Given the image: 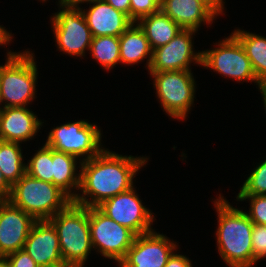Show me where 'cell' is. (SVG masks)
Here are the masks:
<instances>
[{
    "label": "cell",
    "mask_w": 266,
    "mask_h": 267,
    "mask_svg": "<svg viewBox=\"0 0 266 267\" xmlns=\"http://www.w3.org/2000/svg\"><path fill=\"white\" fill-rule=\"evenodd\" d=\"M148 158L122 156L104 149L89 160L80 162V190L73 202L97 207L103 201L133 188V179ZM90 197L87 198V197Z\"/></svg>",
    "instance_id": "1"
},
{
    "label": "cell",
    "mask_w": 266,
    "mask_h": 267,
    "mask_svg": "<svg viewBox=\"0 0 266 267\" xmlns=\"http://www.w3.org/2000/svg\"><path fill=\"white\" fill-rule=\"evenodd\" d=\"M218 198L214 204L218 215L216 243L219 255L229 267H252L253 222L246 212L231 206L221 194Z\"/></svg>",
    "instance_id": "2"
},
{
    "label": "cell",
    "mask_w": 266,
    "mask_h": 267,
    "mask_svg": "<svg viewBox=\"0 0 266 267\" xmlns=\"http://www.w3.org/2000/svg\"><path fill=\"white\" fill-rule=\"evenodd\" d=\"M56 228L62 260L67 267H84L89 253L93 249L89 207L73 201L63 210L49 219Z\"/></svg>",
    "instance_id": "3"
},
{
    "label": "cell",
    "mask_w": 266,
    "mask_h": 267,
    "mask_svg": "<svg viewBox=\"0 0 266 267\" xmlns=\"http://www.w3.org/2000/svg\"><path fill=\"white\" fill-rule=\"evenodd\" d=\"M8 200L36 220H49L73 201L56 185L27 173L12 186Z\"/></svg>",
    "instance_id": "4"
},
{
    "label": "cell",
    "mask_w": 266,
    "mask_h": 267,
    "mask_svg": "<svg viewBox=\"0 0 266 267\" xmlns=\"http://www.w3.org/2000/svg\"><path fill=\"white\" fill-rule=\"evenodd\" d=\"M6 59V63L0 65L2 107H27L36 92L38 72L34 55L30 51H8Z\"/></svg>",
    "instance_id": "5"
},
{
    "label": "cell",
    "mask_w": 266,
    "mask_h": 267,
    "mask_svg": "<svg viewBox=\"0 0 266 267\" xmlns=\"http://www.w3.org/2000/svg\"><path fill=\"white\" fill-rule=\"evenodd\" d=\"M154 78L156 95L160 105L168 116L185 119L195 97V80L193 73L186 70L149 72Z\"/></svg>",
    "instance_id": "6"
},
{
    "label": "cell",
    "mask_w": 266,
    "mask_h": 267,
    "mask_svg": "<svg viewBox=\"0 0 266 267\" xmlns=\"http://www.w3.org/2000/svg\"><path fill=\"white\" fill-rule=\"evenodd\" d=\"M101 135L96 124L85 120L67 122L49 132L45 145L56 151L74 155L78 159L82 156L83 159L80 158L79 161H85L104 150L101 146Z\"/></svg>",
    "instance_id": "7"
},
{
    "label": "cell",
    "mask_w": 266,
    "mask_h": 267,
    "mask_svg": "<svg viewBox=\"0 0 266 267\" xmlns=\"http://www.w3.org/2000/svg\"><path fill=\"white\" fill-rule=\"evenodd\" d=\"M201 53V66L204 68H211L239 82L248 80L257 83L258 86L261 84L255 76L245 49L233 34L218 42L217 48Z\"/></svg>",
    "instance_id": "8"
},
{
    "label": "cell",
    "mask_w": 266,
    "mask_h": 267,
    "mask_svg": "<svg viewBox=\"0 0 266 267\" xmlns=\"http://www.w3.org/2000/svg\"><path fill=\"white\" fill-rule=\"evenodd\" d=\"M89 226L93 249L118 264L137 236L127 227L107 217L97 207H89Z\"/></svg>",
    "instance_id": "9"
},
{
    "label": "cell",
    "mask_w": 266,
    "mask_h": 267,
    "mask_svg": "<svg viewBox=\"0 0 266 267\" xmlns=\"http://www.w3.org/2000/svg\"><path fill=\"white\" fill-rule=\"evenodd\" d=\"M60 7L62 10L51 17L57 47L70 56L83 57L85 50H90L92 34L81 8L67 4Z\"/></svg>",
    "instance_id": "10"
},
{
    "label": "cell",
    "mask_w": 266,
    "mask_h": 267,
    "mask_svg": "<svg viewBox=\"0 0 266 267\" xmlns=\"http://www.w3.org/2000/svg\"><path fill=\"white\" fill-rule=\"evenodd\" d=\"M134 187L103 201L97 208L118 224L127 227L136 235L149 233L153 214L143 206Z\"/></svg>",
    "instance_id": "11"
},
{
    "label": "cell",
    "mask_w": 266,
    "mask_h": 267,
    "mask_svg": "<svg viewBox=\"0 0 266 267\" xmlns=\"http://www.w3.org/2000/svg\"><path fill=\"white\" fill-rule=\"evenodd\" d=\"M196 32L192 29H182L169 43L154 49L148 71H191L192 62L201 65L202 53H194L193 50L192 35Z\"/></svg>",
    "instance_id": "12"
},
{
    "label": "cell",
    "mask_w": 266,
    "mask_h": 267,
    "mask_svg": "<svg viewBox=\"0 0 266 267\" xmlns=\"http://www.w3.org/2000/svg\"><path fill=\"white\" fill-rule=\"evenodd\" d=\"M177 245L154 230L137 235L119 267H165Z\"/></svg>",
    "instance_id": "13"
},
{
    "label": "cell",
    "mask_w": 266,
    "mask_h": 267,
    "mask_svg": "<svg viewBox=\"0 0 266 267\" xmlns=\"http://www.w3.org/2000/svg\"><path fill=\"white\" fill-rule=\"evenodd\" d=\"M36 221L8 199L0 200V256L6 257L23 249Z\"/></svg>",
    "instance_id": "14"
},
{
    "label": "cell",
    "mask_w": 266,
    "mask_h": 267,
    "mask_svg": "<svg viewBox=\"0 0 266 267\" xmlns=\"http://www.w3.org/2000/svg\"><path fill=\"white\" fill-rule=\"evenodd\" d=\"M23 250L40 267H67L62 260L56 228L49 220L34 223Z\"/></svg>",
    "instance_id": "15"
},
{
    "label": "cell",
    "mask_w": 266,
    "mask_h": 267,
    "mask_svg": "<svg viewBox=\"0 0 266 267\" xmlns=\"http://www.w3.org/2000/svg\"><path fill=\"white\" fill-rule=\"evenodd\" d=\"M89 10L81 11L86 23L91 31L92 37L98 36H117L119 37L126 31L133 21L125 13L116 10L104 0L88 2Z\"/></svg>",
    "instance_id": "16"
},
{
    "label": "cell",
    "mask_w": 266,
    "mask_h": 267,
    "mask_svg": "<svg viewBox=\"0 0 266 267\" xmlns=\"http://www.w3.org/2000/svg\"><path fill=\"white\" fill-rule=\"evenodd\" d=\"M41 120L27 107H5L0 110V140L22 143L36 136Z\"/></svg>",
    "instance_id": "17"
},
{
    "label": "cell",
    "mask_w": 266,
    "mask_h": 267,
    "mask_svg": "<svg viewBox=\"0 0 266 267\" xmlns=\"http://www.w3.org/2000/svg\"><path fill=\"white\" fill-rule=\"evenodd\" d=\"M160 9L182 29L198 31L201 24H212L216 17L199 0H162Z\"/></svg>",
    "instance_id": "18"
},
{
    "label": "cell",
    "mask_w": 266,
    "mask_h": 267,
    "mask_svg": "<svg viewBox=\"0 0 266 267\" xmlns=\"http://www.w3.org/2000/svg\"><path fill=\"white\" fill-rule=\"evenodd\" d=\"M120 42V61L122 64H136L147 59V69L149 70L152 52L149 41L146 38L142 28L133 22V24L119 36Z\"/></svg>",
    "instance_id": "19"
},
{
    "label": "cell",
    "mask_w": 266,
    "mask_h": 267,
    "mask_svg": "<svg viewBox=\"0 0 266 267\" xmlns=\"http://www.w3.org/2000/svg\"><path fill=\"white\" fill-rule=\"evenodd\" d=\"M137 23L145 32L152 50L169 43L182 30L161 9L141 18Z\"/></svg>",
    "instance_id": "20"
},
{
    "label": "cell",
    "mask_w": 266,
    "mask_h": 267,
    "mask_svg": "<svg viewBox=\"0 0 266 267\" xmlns=\"http://www.w3.org/2000/svg\"><path fill=\"white\" fill-rule=\"evenodd\" d=\"M78 158L74 155L52 149L53 184L64 191L72 200L78 193L73 189L80 188V171L76 172ZM72 189V190H71Z\"/></svg>",
    "instance_id": "21"
},
{
    "label": "cell",
    "mask_w": 266,
    "mask_h": 267,
    "mask_svg": "<svg viewBox=\"0 0 266 267\" xmlns=\"http://www.w3.org/2000/svg\"><path fill=\"white\" fill-rule=\"evenodd\" d=\"M232 34L245 49L257 80L266 84V38L240 29L234 30Z\"/></svg>",
    "instance_id": "22"
},
{
    "label": "cell",
    "mask_w": 266,
    "mask_h": 267,
    "mask_svg": "<svg viewBox=\"0 0 266 267\" xmlns=\"http://www.w3.org/2000/svg\"><path fill=\"white\" fill-rule=\"evenodd\" d=\"M21 148L20 143L0 140V171L11 186L26 173Z\"/></svg>",
    "instance_id": "23"
},
{
    "label": "cell",
    "mask_w": 266,
    "mask_h": 267,
    "mask_svg": "<svg viewBox=\"0 0 266 267\" xmlns=\"http://www.w3.org/2000/svg\"><path fill=\"white\" fill-rule=\"evenodd\" d=\"M120 42L117 36L92 37L90 53L104 69L110 70L120 61Z\"/></svg>",
    "instance_id": "24"
},
{
    "label": "cell",
    "mask_w": 266,
    "mask_h": 267,
    "mask_svg": "<svg viewBox=\"0 0 266 267\" xmlns=\"http://www.w3.org/2000/svg\"><path fill=\"white\" fill-rule=\"evenodd\" d=\"M26 173L36 179L53 184L52 148L43 145L26 165Z\"/></svg>",
    "instance_id": "25"
},
{
    "label": "cell",
    "mask_w": 266,
    "mask_h": 267,
    "mask_svg": "<svg viewBox=\"0 0 266 267\" xmlns=\"http://www.w3.org/2000/svg\"><path fill=\"white\" fill-rule=\"evenodd\" d=\"M238 195H266V159L253 169Z\"/></svg>",
    "instance_id": "26"
},
{
    "label": "cell",
    "mask_w": 266,
    "mask_h": 267,
    "mask_svg": "<svg viewBox=\"0 0 266 267\" xmlns=\"http://www.w3.org/2000/svg\"><path fill=\"white\" fill-rule=\"evenodd\" d=\"M238 201L250 199L249 213L246 212L253 224L266 225V195H237Z\"/></svg>",
    "instance_id": "27"
},
{
    "label": "cell",
    "mask_w": 266,
    "mask_h": 267,
    "mask_svg": "<svg viewBox=\"0 0 266 267\" xmlns=\"http://www.w3.org/2000/svg\"><path fill=\"white\" fill-rule=\"evenodd\" d=\"M162 0H130V19L138 22L141 18L160 10Z\"/></svg>",
    "instance_id": "28"
},
{
    "label": "cell",
    "mask_w": 266,
    "mask_h": 267,
    "mask_svg": "<svg viewBox=\"0 0 266 267\" xmlns=\"http://www.w3.org/2000/svg\"><path fill=\"white\" fill-rule=\"evenodd\" d=\"M251 242L255 265L266 257V225L253 224Z\"/></svg>",
    "instance_id": "29"
},
{
    "label": "cell",
    "mask_w": 266,
    "mask_h": 267,
    "mask_svg": "<svg viewBox=\"0 0 266 267\" xmlns=\"http://www.w3.org/2000/svg\"><path fill=\"white\" fill-rule=\"evenodd\" d=\"M10 267H40L36 264L34 259L29 256V254L20 249L14 253L9 254L6 256Z\"/></svg>",
    "instance_id": "30"
},
{
    "label": "cell",
    "mask_w": 266,
    "mask_h": 267,
    "mask_svg": "<svg viewBox=\"0 0 266 267\" xmlns=\"http://www.w3.org/2000/svg\"><path fill=\"white\" fill-rule=\"evenodd\" d=\"M189 258L181 254H175V252L168 259L165 267H192Z\"/></svg>",
    "instance_id": "31"
},
{
    "label": "cell",
    "mask_w": 266,
    "mask_h": 267,
    "mask_svg": "<svg viewBox=\"0 0 266 267\" xmlns=\"http://www.w3.org/2000/svg\"><path fill=\"white\" fill-rule=\"evenodd\" d=\"M116 10H119L130 18V0H104Z\"/></svg>",
    "instance_id": "32"
},
{
    "label": "cell",
    "mask_w": 266,
    "mask_h": 267,
    "mask_svg": "<svg viewBox=\"0 0 266 267\" xmlns=\"http://www.w3.org/2000/svg\"><path fill=\"white\" fill-rule=\"evenodd\" d=\"M204 3L216 16L223 13L224 4L223 0H199ZM224 3V4H223Z\"/></svg>",
    "instance_id": "33"
},
{
    "label": "cell",
    "mask_w": 266,
    "mask_h": 267,
    "mask_svg": "<svg viewBox=\"0 0 266 267\" xmlns=\"http://www.w3.org/2000/svg\"><path fill=\"white\" fill-rule=\"evenodd\" d=\"M12 186L6 181L0 171V200L8 199L11 194Z\"/></svg>",
    "instance_id": "34"
},
{
    "label": "cell",
    "mask_w": 266,
    "mask_h": 267,
    "mask_svg": "<svg viewBox=\"0 0 266 267\" xmlns=\"http://www.w3.org/2000/svg\"><path fill=\"white\" fill-rule=\"evenodd\" d=\"M11 33L0 25V45L9 44L12 41Z\"/></svg>",
    "instance_id": "35"
},
{
    "label": "cell",
    "mask_w": 266,
    "mask_h": 267,
    "mask_svg": "<svg viewBox=\"0 0 266 267\" xmlns=\"http://www.w3.org/2000/svg\"><path fill=\"white\" fill-rule=\"evenodd\" d=\"M91 1H96V0H64V4H67V5H70V6H78L79 7V4L81 3H88V2H91Z\"/></svg>",
    "instance_id": "36"
},
{
    "label": "cell",
    "mask_w": 266,
    "mask_h": 267,
    "mask_svg": "<svg viewBox=\"0 0 266 267\" xmlns=\"http://www.w3.org/2000/svg\"><path fill=\"white\" fill-rule=\"evenodd\" d=\"M260 92L262 93V96H263V102H264V107H265V110H266V84H260L258 86ZM266 113V111H265Z\"/></svg>",
    "instance_id": "37"
},
{
    "label": "cell",
    "mask_w": 266,
    "mask_h": 267,
    "mask_svg": "<svg viewBox=\"0 0 266 267\" xmlns=\"http://www.w3.org/2000/svg\"><path fill=\"white\" fill-rule=\"evenodd\" d=\"M0 267H10L6 257L0 256Z\"/></svg>",
    "instance_id": "38"
},
{
    "label": "cell",
    "mask_w": 266,
    "mask_h": 267,
    "mask_svg": "<svg viewBox=\"0 0 266 267\" xmlns=\"http://www.w3.org/2000/svg\"><path fill=\"white\" fill-rule=\"evenodd\" d=\"M43 1L45 2L46 0H42V2H43ZM58 2H59V5H60V4H64V0H59Z\"/></svg>",
    "instance_id": "39"
},
{
    "label": "cell",
    "mask_w": 266,
    "mask_h": 267,
    "mask_svg": "<svg viewBox=\"0 0 266 267\" xmlns=\"http://www.w3.org/2000/svg\"><path fill=\"white\" fill-rule=\"evenodd\" d=\"M2 104V101H1V96H0V105ZM2 109V107H0V110Z\"/></svg>",
    "instance_id": "40"
}]
</instances>
